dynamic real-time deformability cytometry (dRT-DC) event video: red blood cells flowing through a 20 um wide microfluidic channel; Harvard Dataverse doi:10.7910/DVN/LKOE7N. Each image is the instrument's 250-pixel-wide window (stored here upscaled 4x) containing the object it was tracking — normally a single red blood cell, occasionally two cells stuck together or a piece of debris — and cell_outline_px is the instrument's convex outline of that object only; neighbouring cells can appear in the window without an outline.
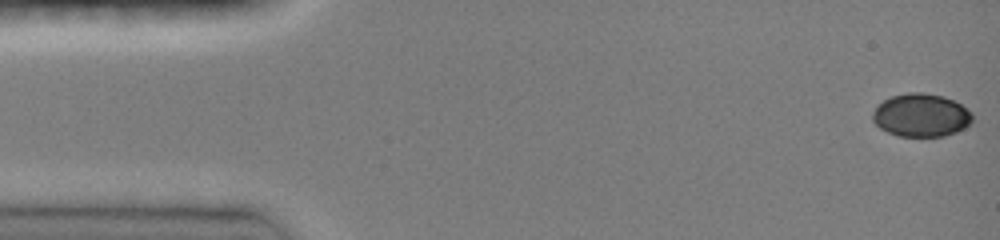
{"species": "common noctule bat (a hibernating species)", "species_latin": "Nyctalus noctula", "temperature_condition": "room temperature", "stored_images_in_passage": 47, "camera_frame_rate_fps": 3000, "um_per_image_px": 0.085, "animal": {"sex": "female", "body_mass_g": 19.0, "forearm_length_mm": 51.5}, "frame": {"image": 1, "passage_image": 1, "time_ms": 0.0, "image_size_px": [1000, 240], "cell_outline_px": [[972, 120], [964, 128], [956, 132], [944, 136], [900, 136], [888, 132], [880, 128], [872, 120], [872, 112], [884, 100], [892, 96], [908, 92], [920, 92], [944, 96], [960, 104], [972, 112]], "centroid_in_image_um": [78.29, 9.79], "position_along_channel_um": 6.7, "area_um2": 24.91}}
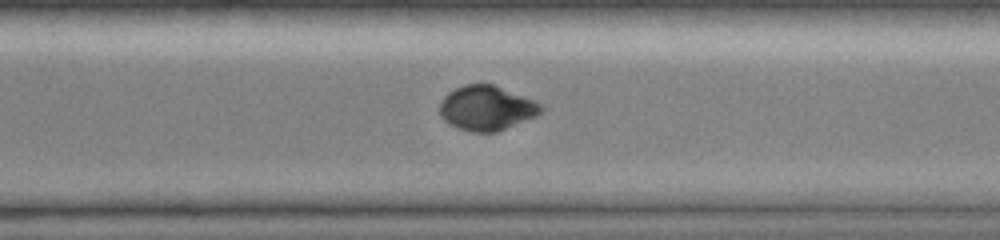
{"frame": {"image": 2, "passage_image": 34, "time_ms": 11.0, "image_size_px": [1000, 240], "cell_outline_px": [[544, 108], [536, 116], [496, 132], [472, 132], [460, 128], [444, 120], [440, 116], [440, 100], [448, 92], [464, 84], [492, 84], [536, 100]], "centroid_in_image_um": [41.36, 9.17], "position_along_channel_um": 329.2, "area_um2": 26.24}}
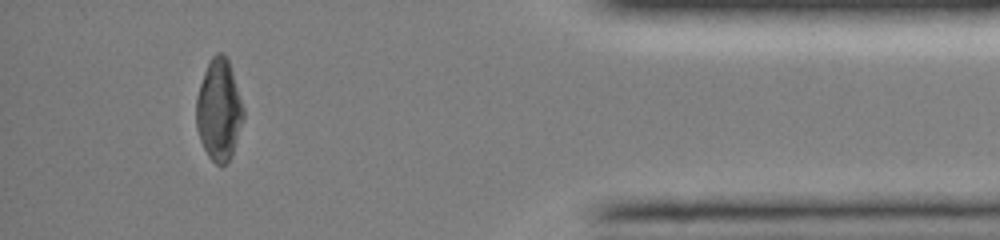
{"frame": {"image": 3, "passage_image": 43, "time_ms": 14.0, "image_size_px": [1000, 240], "cell_outline_px": [[244, 116], [232, 152], [228, 160], [224, 164], [216, 164], [208, 156], [200, 140], [196, 128], [196, 96], [208, 60], [216, 52], [224, 52], [228, 60], [244, 108]], "centroid_in_image_um": [18.58, 9.3], "position_along_channel_um": 416.6, "area_um2": 27.63}, "authors_computed_cell_mechanics": {"area_um2": 27.6284, "velocity_mm_per_s": 4.0553, "shape_relaxation_time_tau1_ms": 3.2983, "shape_relaxation_time_tau2_ms": null, "deformation_change_tau1": 0.1313, "deformation_change_tau2": null}}